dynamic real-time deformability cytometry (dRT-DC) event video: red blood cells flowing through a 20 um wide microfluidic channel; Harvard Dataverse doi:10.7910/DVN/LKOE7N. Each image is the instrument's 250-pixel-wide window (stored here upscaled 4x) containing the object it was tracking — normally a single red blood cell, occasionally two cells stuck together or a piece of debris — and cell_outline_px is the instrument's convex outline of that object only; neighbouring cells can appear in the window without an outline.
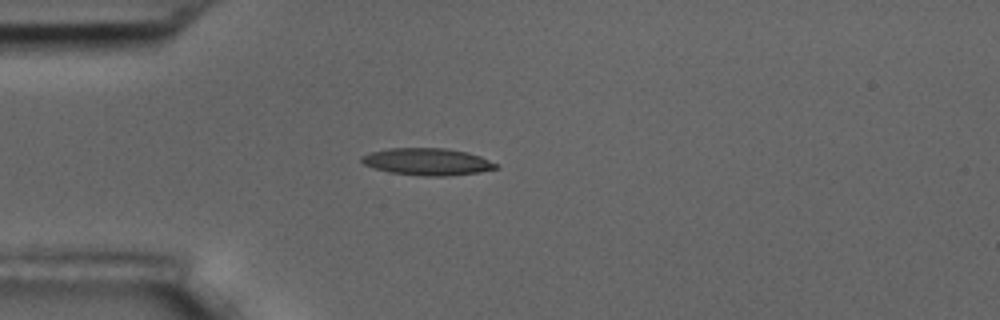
{"species": "common noctule bat (a hibernating species)", "species_latin": "Nyctalus noctula", "temperature_condition": "room temperature", "stored_images_in_passage": 12, "camera_frame_rate_fps": 3000, "um_per_image_px": 0.085, "animal": {"sex": "male", "body_mass_g": 17.5, "forearm_length_mm": 52.3}, "frame": {"image": 1, "passage_image": 1, "time_ms": 0.0, "image_size_px": [1000, 320], "cell_outline_px": [[500, 168], [480, 172], [448, 176], [424, 176], [392, 172], [372, 168], [364, 164], [360, 160], [360, 156], [372, 152], [388, 148], [448, 148], [468, 152], [480, 156], [500, 164]], "centroid_in_image_um": [36.37, 13.74], "position_along_channel_um": 48.6, "area_um2": 21.39}}
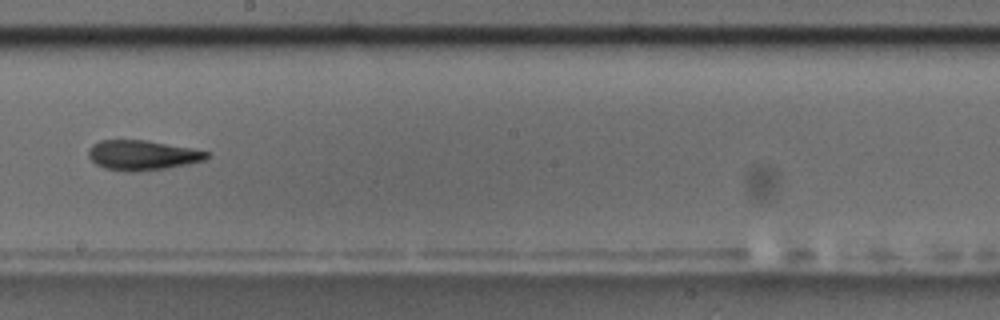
{"frame": {"image": 2, "passage_image": 6, "time_ms": 5.667, "image_size_px": [1000, 320], "cell_outline_px": [[208, 156], [204, 160], [188, 164], [168, 168], [132, 172], [128, 172], [104, 168], [96, 164], [88, 156], [88, 148], [92, 144], [100, 140], [144, 140], [192, 148], [208, 152]], "centroid_in_image_um": [12.06, 13.19], "position_along_channel_um": 236.1, "area_um2": 20.58}}
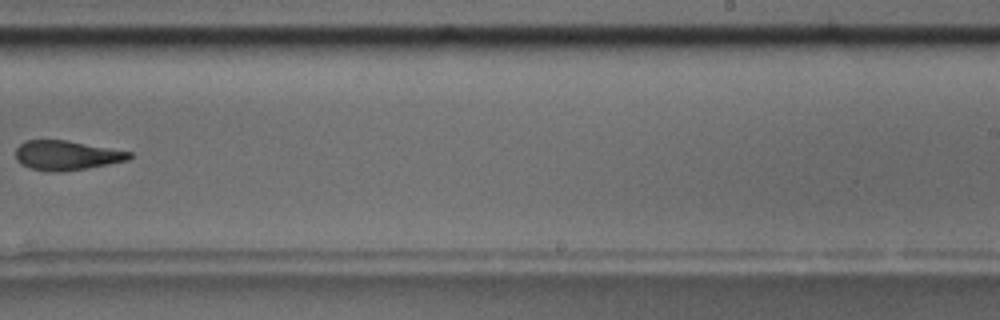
{"frame": {"image": 3, "passage_image": 7, "time_ms": 7.0, "image_size_px": [1000, 320], "cell_outline_px": [[132, 156], [128, 160], [108, 164], [84, 168], [52, 172], [32, 168], [20, 164], [16, 160], [16, 148], [24, 140], [68, 140], [132, 152]], "centroid_in_image_um": [5.64, 13.18], "position_along_channel_um": 283.4, "area_um2": 19.36}, "authors_computed_cell_mechanics": {"area_um2": 20.5768, "velocity_mm_per_s": 3.5424, "shape_relaxation_time_tau1_ms": null, "shape_relaxation_time_tau2_ms": 6.6013, "deformation_change_tau1": null, "deformation_change_tau2": 0.1327}}